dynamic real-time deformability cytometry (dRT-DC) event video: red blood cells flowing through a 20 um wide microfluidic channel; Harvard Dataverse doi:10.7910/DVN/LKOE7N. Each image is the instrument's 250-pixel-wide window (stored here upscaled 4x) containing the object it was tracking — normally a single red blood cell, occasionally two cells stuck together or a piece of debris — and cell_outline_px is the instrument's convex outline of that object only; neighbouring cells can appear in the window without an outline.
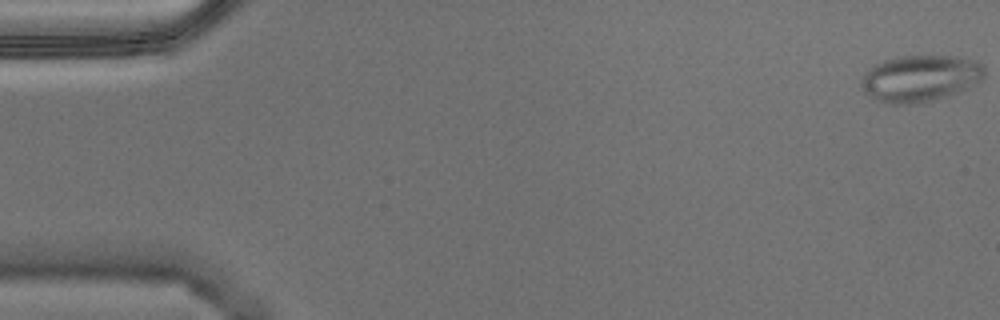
{"species": "Egyptian fruit bat (a non-hibernating species)", "species_latin": "Rousettus aegyptiacus", "temperature_condition": "warm", "stored_images_in_passage": 56, "camera_frame_rate_fps": 3000, "um_per_image_px": 0.085, "animal": {"sex": "male"}, "frame": {"image": 1, "passage_image": 1, "time_ms": 0.0, "image_size_px": [1000, 320], "cell_outline_px": [[984, 76], [976, 84], [968, 88], [924, 104], [888, 104], [876, 100], [868, 96], [860, 88], [860, 80], [868, 68], [884, 60], [900, 56], [956, 56], [972, 60], [984, 64]], "centroid_in_image_um": [78.18, 6.68], "position_along_channel_um": 6.8, "area_um2": 33.87}}
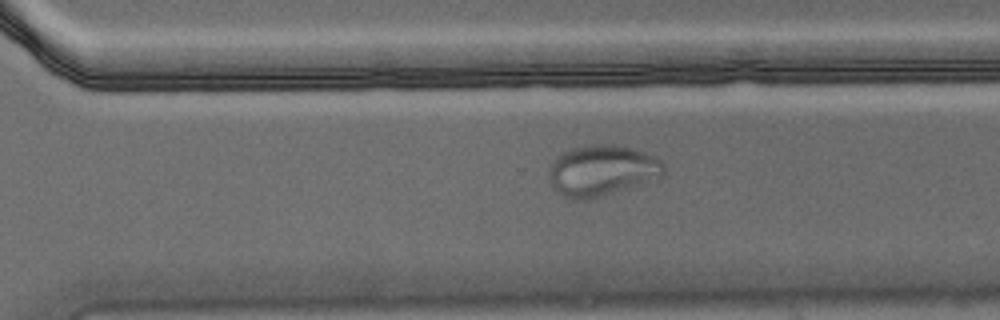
{"frame": {"image": 2, "passage_image": 39, "time_ms": 12.667, "image_size_px": [1000, 320], "cell_outline_px": [[664, 172], [660, 176], [600, 196], [584, 200], [576, 200], [564, 196], [556, 192], [552, 184], [552, 164], [564, 152], [572, 148], [592, 144], [612, 144], [632, 148], [656, 156], [664, 164]], "centroid_in_image_um": [51.18, 14.47], "position_along_channel_um": 319.4, "area_um2": 32.95}}
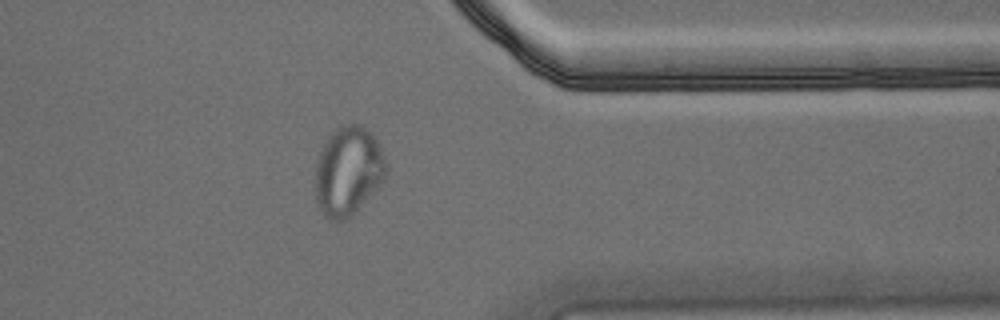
{"frame": {"image": 3, "passage_image": 45, "time_ms": 14.667, "image_size_px": [1000, 320], "cell_outline_px": [[388, 168], [384, 180], [344, 220], [328, 220], [324, 216], [316, 200], [316, 164], [320, 152], [328, 136], [336, 128], [344, 124], [360, 124], [368, 128], [372, 132], [388, 164]], "centroid_in_image_um": [29.6, 14.49], "position_along_channel_um": 381.8, "area_um2": 36.3}}